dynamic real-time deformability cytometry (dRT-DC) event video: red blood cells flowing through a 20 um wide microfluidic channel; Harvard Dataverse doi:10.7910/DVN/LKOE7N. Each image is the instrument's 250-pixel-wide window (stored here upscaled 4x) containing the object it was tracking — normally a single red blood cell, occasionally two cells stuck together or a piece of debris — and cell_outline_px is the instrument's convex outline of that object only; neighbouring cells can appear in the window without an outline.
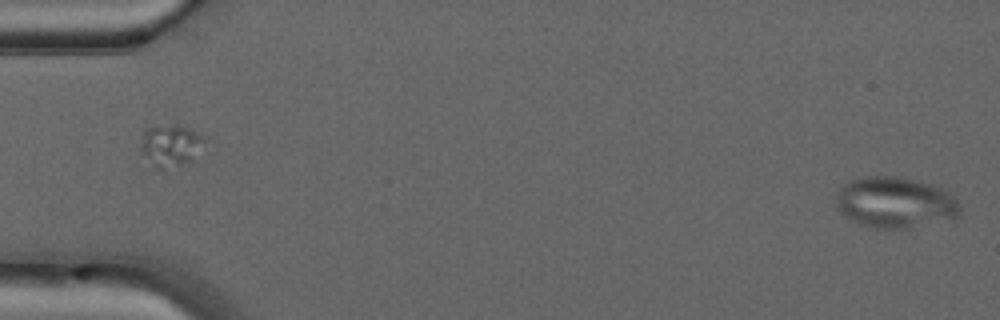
{"species": "common noctule bat (a hibernating species)", "species_latin": "Nyctalus noctula", "temperature_condition": "warm", "stored_images_in_passage": 48, "camera_frame_rate_fps": 3000, "um_per_image_px": 0.085, "animal": {"sex": "male", "forearm_length_mm": 52.5}, "frame": {"image": 1, "passage_image": 1, "time_ms": 0.0, "image_size_px": [1000, 320], "cell_outline_px": [[960, 212], [956, 216], [908, 228], [876, 228], [860, 224], [844, 216], [836, 208], [836, 192], [840, 184], [848, 180], [864, 176], [896, 176], [944, 188], [956, 196], [960, 208]], "centroid_in_image_um": [76.01, 17.18], "position_along_channel_um": 9.0, "area_um2": 36.88}, "authors_computed_cell_mechanics": {"area_um2": 26.2412, "velocity_mm_per_s": 4.1793, "shape_relaxation_time_tau1_ms": null, "shape_relaxation_time_tau2_ms": 0.834, "deformation_change_tau1": null, "deformation_change_tau2": 0.0685}}